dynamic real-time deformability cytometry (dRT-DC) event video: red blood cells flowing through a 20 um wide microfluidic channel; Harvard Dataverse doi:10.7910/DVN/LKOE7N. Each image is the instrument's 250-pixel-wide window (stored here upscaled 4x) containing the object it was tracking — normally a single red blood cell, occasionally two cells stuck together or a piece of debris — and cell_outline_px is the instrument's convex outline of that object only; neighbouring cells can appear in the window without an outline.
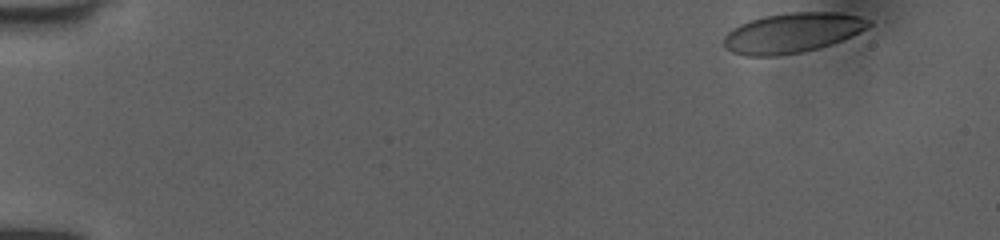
{"species": "human", "species_latin": "Homo sapiens", "temperature_condition": "room temperature", "stored_images_in_passage": 48, "camera_frame_rate_fps": 3000, "um_per_image_px": 0.085, "donor": {"sex": "female"}, "frame": {"image": 1, "passage_image": 1, "time_ms": 0.0, "image_size_px": [1000, 240], "cell_outline_px": [[872, 24], [868, 28], [852, 36], [816, 48], [800, 52], [776, 56], [744, 56], [732, 52], [724, 44], [724, 36], [732, 28], [740, 24], [764, 16], [792, 12], [836, 12], [860, 16], [872, 20]], "centroid_in_image_um": [67.36, 2.78], "position_along_channel_um": 17.6, "area_um2": 33.47}}
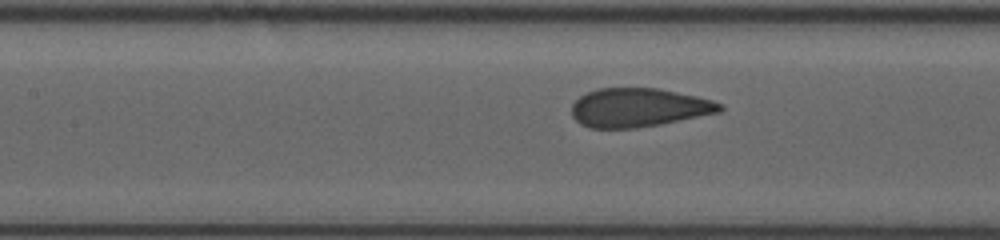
{"frame": {"image": 2, "passage_image": 21, "time_ms": 6.667, "image_size_px": [1000, 240], "cell_outline_px": [[724, 108], [720, 112], [660, 124], [636, 128], [588, 128], [580, 124], [572, 116], [572, 104], [580, 96], [596, 88], [660, 88], [696, 96], [712, 100], [724, 104]], "centroid_in_image_um": [54.28, 9.14], "position_along_channel_um": 153.1, "area_um2": 33.58}}
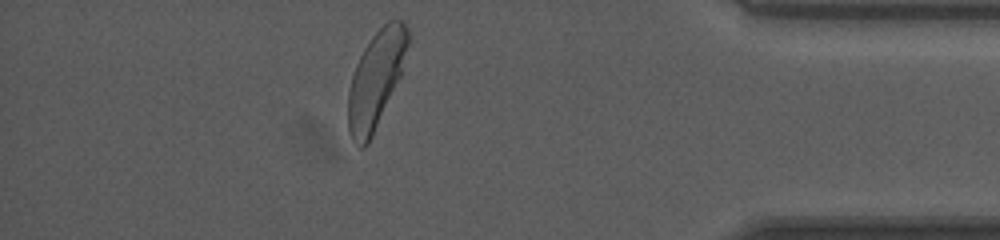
{"frame": {"image": 3, "passage_image": 42, "time_ms": 13.667, "image_size_px": [1000, 240], "cell_outline_px": [[408, 44], [400, 76], [372, 136], [368, 144], [364, 148], [360, 148], [352, 140], [348, 132], [348, 92], [352, 76], [356, 64], [364, 48], [372, 36], [388, 20], [404, 20], [408, 28]], "centroid_in_image_um": [31.93, 6.76], "position_along_channel_um": 403.3, "area_um2": 33.35}, "authors_computed_cell_mechanics": {"area_um2": 34.102, "velocity_mm_per_s": 4.0327, "shape_relaxation_time_tau1_ms": 4.0373, "shape_relaxation_time_tau2_ms": null, "deformation_change_tau1": 0.1392, "deformation_change_tau2": null}}